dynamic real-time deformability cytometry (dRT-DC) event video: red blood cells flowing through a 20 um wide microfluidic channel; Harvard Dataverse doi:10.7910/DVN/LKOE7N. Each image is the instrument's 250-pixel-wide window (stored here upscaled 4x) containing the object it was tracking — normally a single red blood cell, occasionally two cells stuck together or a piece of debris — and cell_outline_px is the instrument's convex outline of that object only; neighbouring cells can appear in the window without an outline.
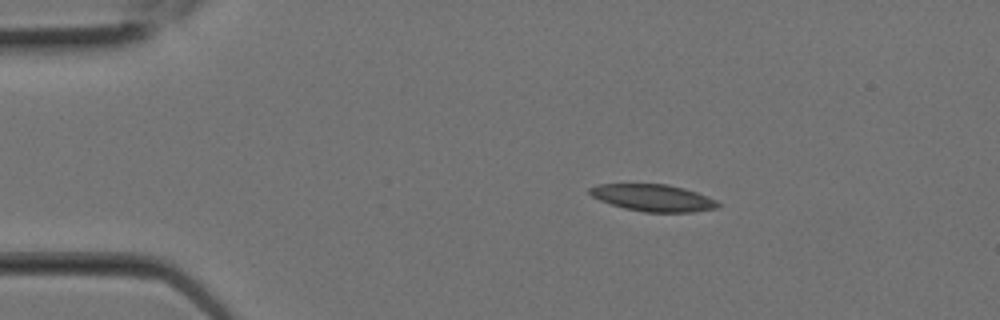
{"species": "Egyptian fruit bat (a non-hibernating species)", "species_latin": "Rousettus aegyptiacus", "temperature_condition": "room temperature", "stored_images_in_passage": 2, "camera_frame_rate_fps": 3000, "um_per_image_px": 0.085, "animal": {"sex": "female"}, "frame": {"image": 1, "passage_image": 1, "time_ms": 0.0, "image_size_px": [1000, 320], "cell_outline_px": [[720, 208], [692, 212], [644, 212], [624, 208], [600, 200], [592, 196], [588, 192], [588, 188], [600, 184], [668, 184], [684, 188], [696, 192], [716, 200], [720, 204]], "centroid_in_image_um": [55.53, 16.82], "position_along_channel_um": 29.5, "area_um2": 20.11}}
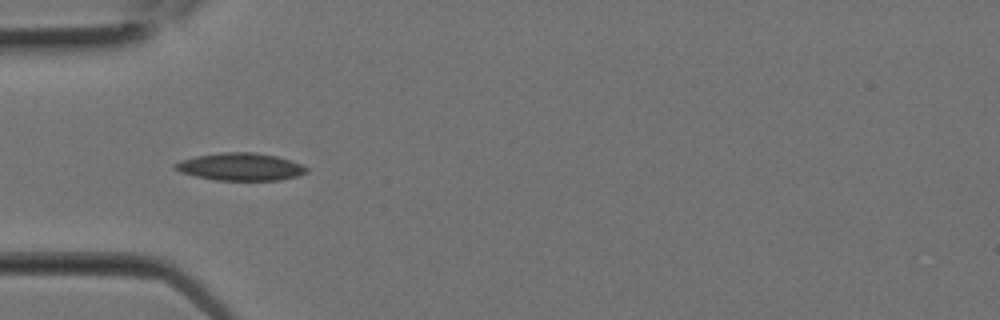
{"frame": {"image": 2, "passage_image": 2, "time_ms": 0.333, "image_size_px": [1000, 320], "cell_outline_px": [[308, 172], [296, 176], [280, 180], [216, 180], [196, 176], [180, 172], [172, 168], [172, 164], [180, 160], [196, 156], [220, 152], [252, 152], [276, 156], [300, 164], [308, 168]], "centroid_in_image_um": [20.38, 14.17], "position_along_channel_um": 64.6, "area_um2": 21.04}}